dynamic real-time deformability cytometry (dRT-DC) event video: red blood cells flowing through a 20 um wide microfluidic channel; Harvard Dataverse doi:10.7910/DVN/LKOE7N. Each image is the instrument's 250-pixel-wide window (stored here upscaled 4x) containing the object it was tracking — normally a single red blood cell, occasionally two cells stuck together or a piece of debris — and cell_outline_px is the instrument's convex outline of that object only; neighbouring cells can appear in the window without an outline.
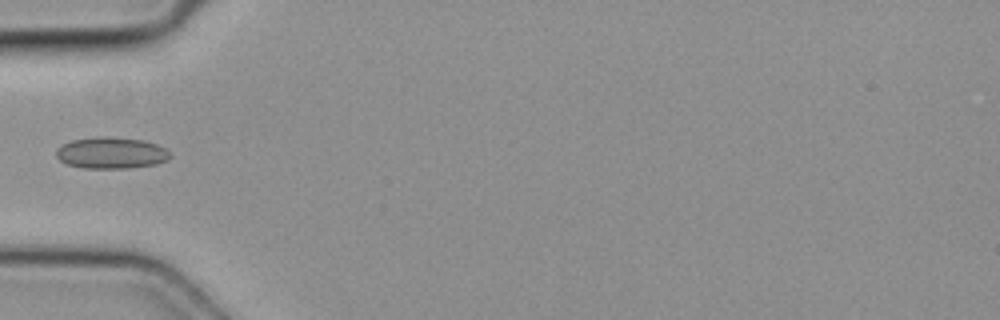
{"species": "common noctule bat (a hibernating species)", "species_latin": "Nyctalus noctula", "temperature_condition": "cold", "stored_images_in_passage": 4, "camera_frame_rate_fps": 3000, "um_per_image_px": 0.085, "animal": {"sex": "female", "body_mass_g": 19.3, "forearm_length_mm": 54.1}, "frame": {"image": 1, "passage_image": 3, "time_ms": 0.667, "image_size_px": [1000, 320], "cell_outline_px": [[172, 156], [168, 160], [156, 164], [128, 168], [84, 168], [68, 164], [60, 160], [56, 156], [56, 152], [64, 144], [72, 140], [100, 136], [108, 136], [144, 140], [156, 144], [164, 148]], "centroid_in_image_um": [9.49, 12.99], "position_along_channel_um": 75.5, "area_um2": 20.75}}
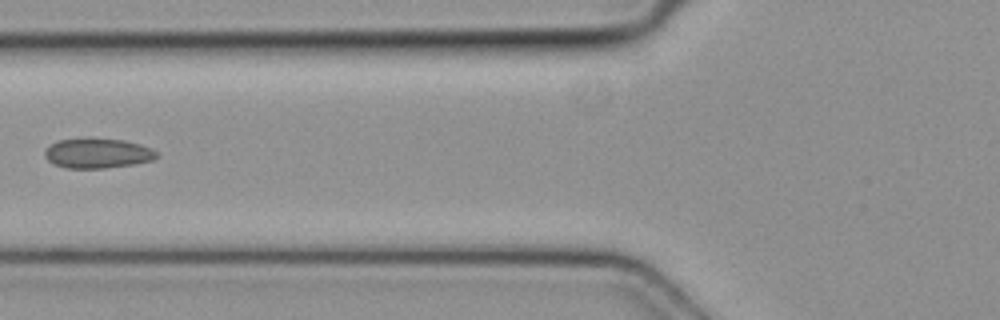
{"frame": {"image": 2, "passage_image": 4, "time_ms": 1.0, "image_size_px": [1000, 320], "cell_outline_px": [[160, 156], [152, 160], [136, 164], [104, 168], [64, 168], [52, 164], [44, 156], [44, 152], [52, 144], [60, 140], [88, 136], [124, 140], [140, 144], [152, 148]], "centroid_in_image_um": [8.3, 13.01], "position_along_channel_um": 117.5, "area_um2": 20.0}}